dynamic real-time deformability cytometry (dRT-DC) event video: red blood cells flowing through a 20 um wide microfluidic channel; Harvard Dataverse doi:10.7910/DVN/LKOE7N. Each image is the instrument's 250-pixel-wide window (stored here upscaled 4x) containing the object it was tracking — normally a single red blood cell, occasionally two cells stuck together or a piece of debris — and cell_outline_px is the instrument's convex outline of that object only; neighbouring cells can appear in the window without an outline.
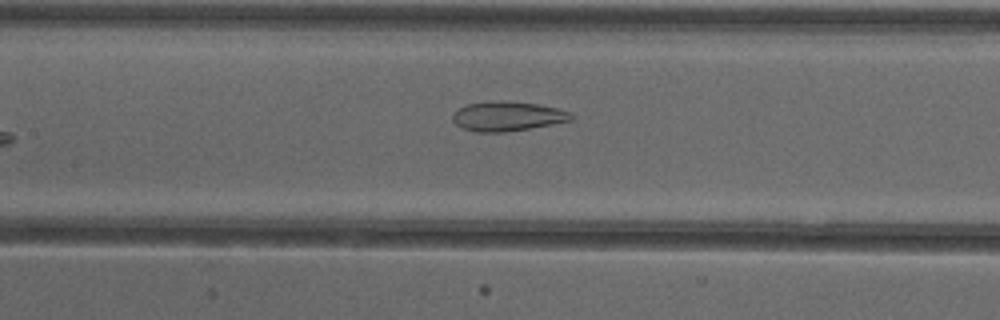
{"species": "common noctule bat (a hibernating species)", "species_latin": "Nyctalus noctula", "temperature_condition": "cold", "stored_images_in_passage": 34, "camera_frame_rate_fps": 3000, "um_per_image_px": 0.085, "animal": {"sex": "female"}, "frame": {"image": 1, "passage_image": 9, "time_ms": 2.667, "image_size_px": [1000, 320], "cell_outline_px": [[572, 120], [552, 124], [504, 132], [476, 132], [460, 128], [452, 120], [452, 116], [460, 108], [468, 104], [492, 100], [504, 100], [540, 104], [560, 108], [572, 112]], "centroid_in_image_um": [43.15, 9.87], "position_along_channel_um": 164.3, "area_um2": 20.58}}
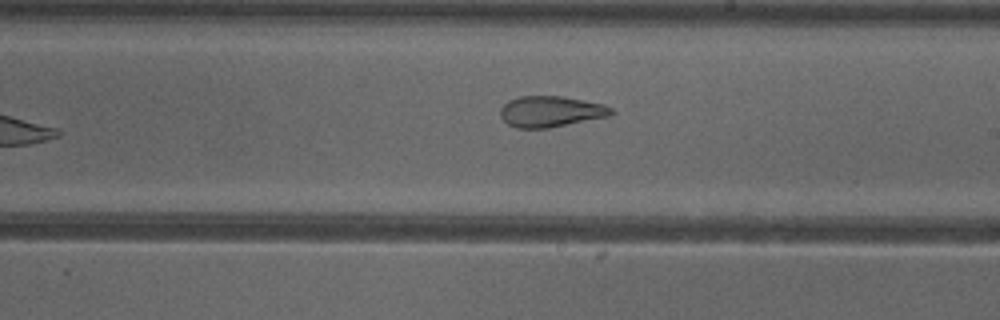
{"frame": {"image": 2, "passage_image": 15, "time_ms": 4.667, "image_size_px": [1000, 320], "cell_outline_px": [[616, 112], [608, 116], [548, 128], [516, 128], [508, 124], [500, 116], [500, 108], [508, 100], [520, 96], [560, 96], [604, 104], [612, 108]], "centroid_in_image_um": [46.79, 9.47], "position_along_channel_um": 242.2, "area_um2": 19.94}}
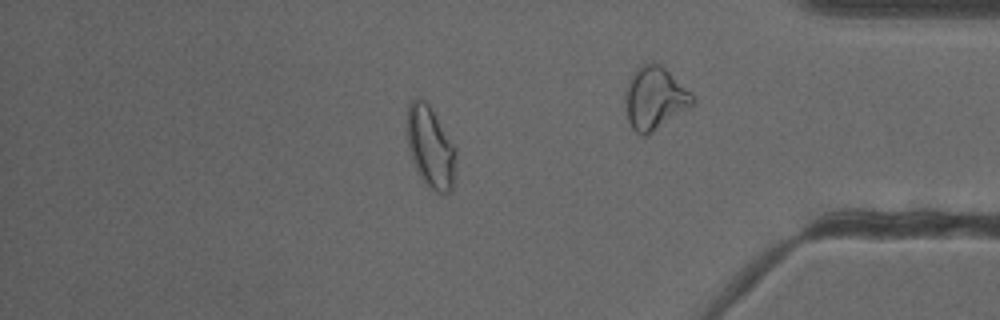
{"frame": {"image": 3, "passage_image": 26, "time_ms": 8.333, "image_size_px": [1000, 320], "cell_outline_px": [[456, 176], [452, 192], [440, 196], [428, 188], [420, 176], [416, 168], [408, 148], [408, 104], [412, 100], [420, 96], [428, 104], [456, 148]], "centroid_in_image_um": [36.64, 12.6], "position_along_channel_um": 398.6, "area_um2": 23.52}, "authors_computed_cell_mechanics": {"area_um2": 20.8369, "velocity_mm_per_s": 3.9064, "shape_relaxation_time_tau1_ms": null, "shape_relaxation_time_tau2_ms": 1.9506, "deformation_change_tau1": null, "deformation_change_tau2": 0.0957}}